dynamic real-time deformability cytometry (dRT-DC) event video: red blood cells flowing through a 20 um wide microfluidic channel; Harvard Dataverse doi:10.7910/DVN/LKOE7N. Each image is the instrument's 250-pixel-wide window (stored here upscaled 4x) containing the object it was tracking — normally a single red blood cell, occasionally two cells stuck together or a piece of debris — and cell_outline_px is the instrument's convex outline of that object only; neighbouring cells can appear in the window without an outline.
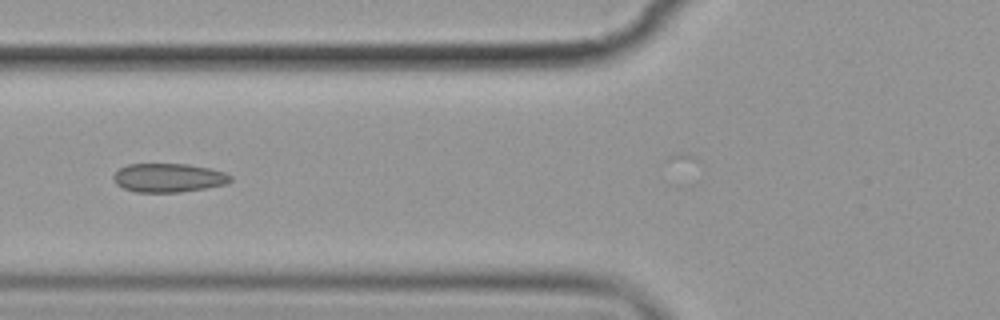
{"species": "common noctule bat (a hibernating species)", "species_latin": "Nyctalus noctula", "temperature_condition": "cold", "stored_images_in_passage": 10, "camera_frame_rate_fps": 3000, "um_per_image_px": 0.085, "animal": {"sex": "female", "body_mass_g": 19.9}, "frame": {"image": 1, "passage_image": 7, "time_ms": 7.0, "image_size_px": [1000, 320], "cell_outline_px": [[232, 180], [224, 184], [204, 188], [180, 192], [136, 192], [124, 188], [116, 184], [112, 176], [120, 168], [128, 164], [188, 164], [212, 168], [224, 172], [232, 176]], "centroid_in_image_um": [14.32, 15.1], "position_along_channel_um": 111.5, "area_um2": 19.59}}
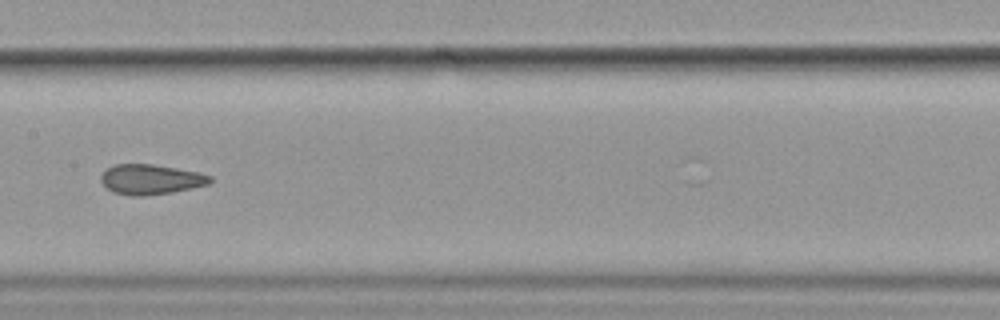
{"frame": {"image": 2, "passage_image": 9, "time_ms": 9.333, "image_size_px": [1000, 320], "cell_outline_px": [[212, 180], [208, 184], [172, 192], [144, 196], [132, 196], [112, 192], [100, 180], [100, 176], [108, 168], [116, 164], [152, 164], [200, 172], [212, 176]], "centroid_in_image_um": [12.82, 15.25], "position_along_channel_um": 194.6, "area_um2": 19.02}}
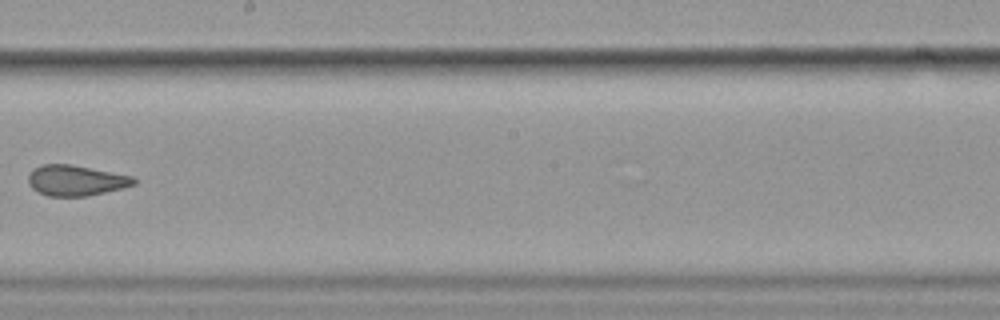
{"frame": {"image": 3, "passage_image": 10, "time_ms": 10.667, "image_size_px": [1000, 320], "cell_outline_px": [[136, 184], [88, 196], [48, 196], [32, 188], [28, 184], [28, 176], [32, 168], [44, 164], [72, 164], [132, 176], [136, 180]], "centroid_in_image_um": [6.41, 15.33], "position_along_channel_um": 241.8, "area_um2": 18.73}}